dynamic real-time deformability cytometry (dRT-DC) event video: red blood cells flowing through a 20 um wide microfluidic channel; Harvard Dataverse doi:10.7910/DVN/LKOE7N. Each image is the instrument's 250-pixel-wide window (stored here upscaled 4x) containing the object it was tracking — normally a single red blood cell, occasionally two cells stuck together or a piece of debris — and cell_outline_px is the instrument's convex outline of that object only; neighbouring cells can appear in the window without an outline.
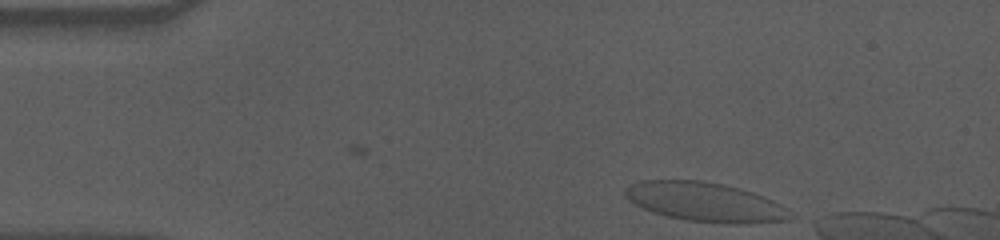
{"species": "human", "species_latin": "Homo sapiens", "temperature_condition": "cold", "stored_images_in_passage": 40, "camera_frame_rate_fps": 3000, "um_per_image_px": 0.085, "donor": {"sex": "male"}, "frame": {"image": 1, "passage_image": 1, "time_ms": 0.0, "image_size_px": [1000, 240], "cell_outline_px": [[796, 216], [792, 220], [744, 224], [728, 224], [688, 220], [668, 216], [652, 212], [628, 200], [624, 196], [624, 188], [628, 184], [640, 180], [704, 180], [724, 184], [740, 188], [764, 196], [788, 208]], "centroid_in_image_um": [59.97, 17.17], "position_along_channel_um": 25.0, "area_um2": 38.26}}
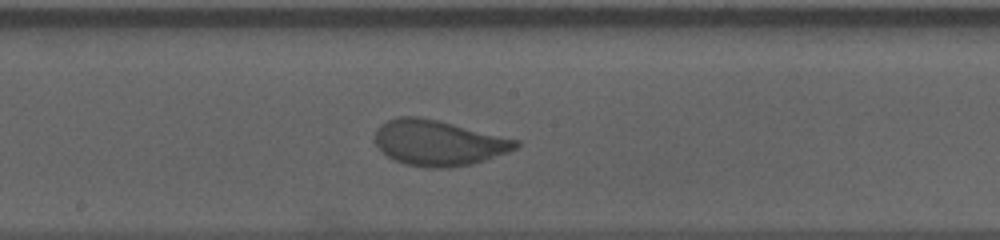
{"frame": {"image": 2, "passage_image": 23, "time_ms": 7.333, "image_size_px": [1000, 240], "cell_outline_px": [[520, 144], [516, 148], [508, 152], [472, 164], [448, 168], [424, 168], [404, 164], [392, 160], [380, 152], [376, 144], [376, 128], [380, 124], [396, 116], [420, 116], [520, 140]], "centroid_in_image_um": [37.22, 12.15], "position_along_channel_um": 211.0, "area_um2": 37.63}}
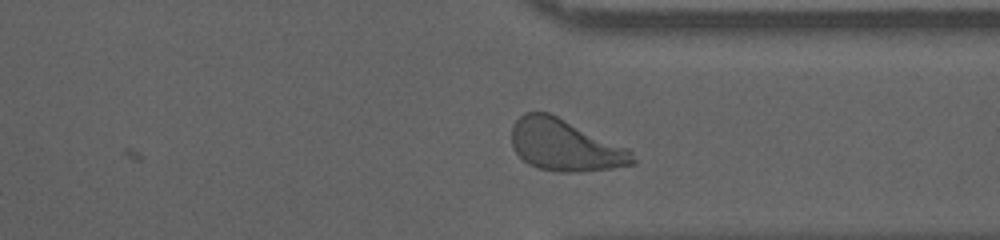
{"frame": {"image": 3, "passage_image": 36, "time_ms": 11.667, "image_size_px": [1000, 240], "cell_outline_px": [[636, 164], [612, 168], [580, 172], [560, 172], [536, 168], [528, 164], [512, 148], [512, 124], [524, 112], [548, 112], [628, 148], [632, 152], [636, 160]], "centroid_in_image_um": [48.02, 12.36], "position_along_channel_um": 363.4, "area_um2": 36.41}, "authors_computed_cell_mechanics": {"area_um2": 36.7319, "velocity_mm_per_s": 3.5183, "shape_relaxation_time_tau1_ms": 5.1623, "shape_relaxation_time_tau2_ms": null, "deformation_change_tau1": 0.1712, "deformation_change_tau2": null}}